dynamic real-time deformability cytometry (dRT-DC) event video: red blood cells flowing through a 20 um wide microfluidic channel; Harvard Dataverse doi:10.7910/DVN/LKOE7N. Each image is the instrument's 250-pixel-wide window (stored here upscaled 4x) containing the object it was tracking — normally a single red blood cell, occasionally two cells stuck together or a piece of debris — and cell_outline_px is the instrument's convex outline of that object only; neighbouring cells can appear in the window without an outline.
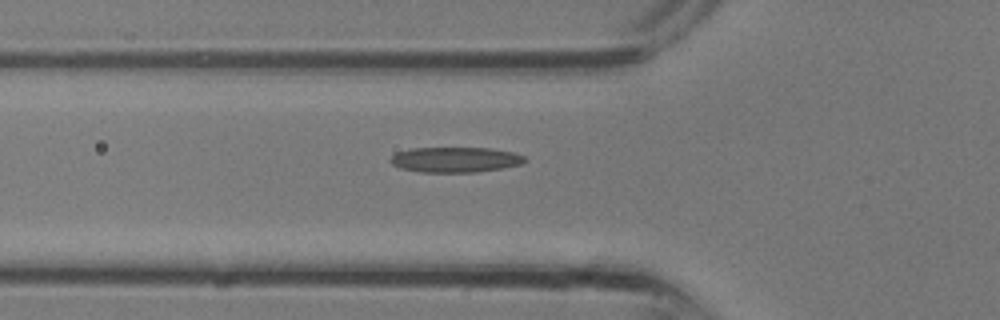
{"species": "common noctule bat (a hibernating species)", "species_latin": "Nyctalus noctula", "temperature_condition": "room temperature", "stored_images_in_passage": 20, "camera_frame_rate_fps": 3000, "um_per_image_px": 0.085, "animal": {"sex": "male", "body_mass_g": 13.3}, "frame": {"image": 1, "passage_image": 2, "time_ms": 0.333, "image_size_px": [1000, 320], "cell_outline_px": [[524, 160], [520, 164], [500, 168], [476, 172], [420, 172], [400, 168], [392, 164], [388, 160], [396, 152], [412, 148], [488, 148], [512, 152], [524, 156]], "centroid_in_image_um": [38.62, 13.57], "position_along_channel_um": 87.2, "area_um2": 19.59}}
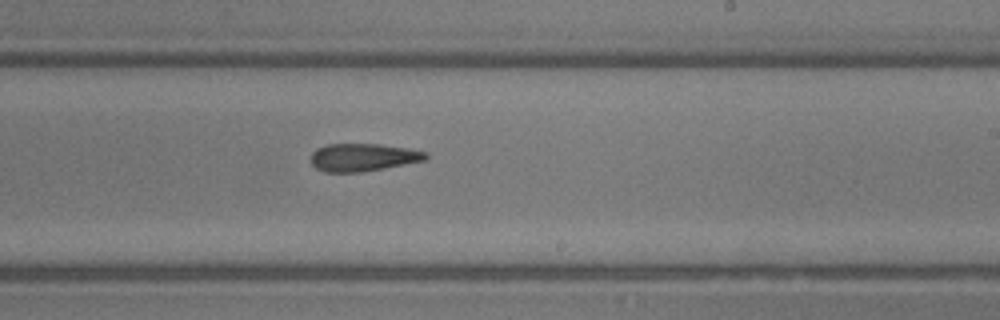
{"frame": {"image": 2, "passage_image": 10, "time_ms": 3.0, "image_size_px": [1000, 320], "cell_outline_px": [[428, 160], [384, 168], [360, 172], [324, 172], [316, 168], [312, 164], [312, 152], [316, 148], [328, 144], [380, 144], [408, 148], [428, 152]], "centroid_in_image_um": [30.89, 13.37], "position_along_channel_um": 258.1, "area_um2": 18.67}}
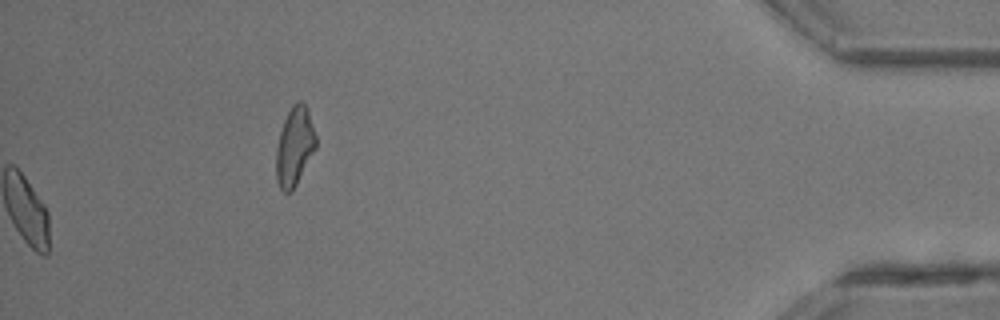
{"frame": {"image": 3, "passage_image": 20, "time_ms": 6.333, "image_size_px": [1000, 320], "cell_outline_px": [[316, 148], [292, 192], [284, 192], [280, 188], [276, 180], [276, 148], [280, 132], [284, 120], [292, 104], [296, 100], [300, 100], [308, 108], [316, 136]], "centroid_in_image_um": [25.04, 12.43], "position_along_channel_um": 410.2, "area_um2": 18.32}}